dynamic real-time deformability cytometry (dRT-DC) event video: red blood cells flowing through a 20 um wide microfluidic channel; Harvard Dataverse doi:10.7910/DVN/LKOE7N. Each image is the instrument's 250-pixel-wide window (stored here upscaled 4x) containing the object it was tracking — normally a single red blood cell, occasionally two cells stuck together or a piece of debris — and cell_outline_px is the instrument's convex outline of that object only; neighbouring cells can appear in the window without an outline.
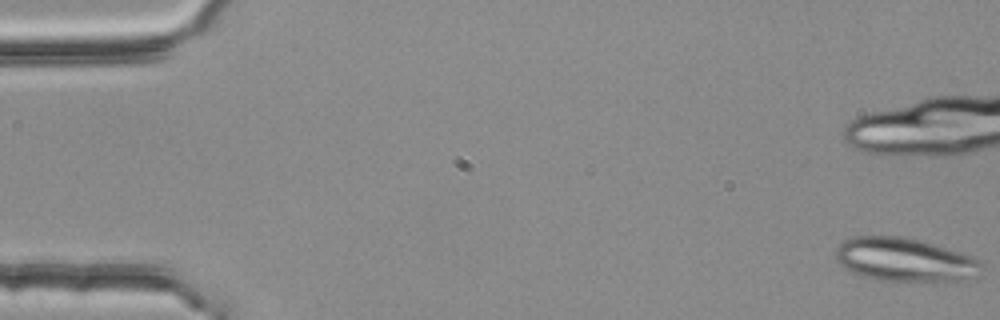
{"species": "common noctule bat (a hibernating species)", "species_latin": "Nyctalus noctula", "temperature_condition": "room temperature", "stored_images_in_passage": 14, "camera_frame_rate_fps": 3000, "um_per_image_px": 0.085, "animal": {"sex": "female", "body_mass_g": 25.1}, "frame": {"image": 1, "passage_image": 1, "time_ms": 0.0, "image_size_px": [1000, 320], "cell_outline_px": [[980, 264], [976, 276], [960, 280], [932, 284], [876, 280], [864, 276], [844, 268], [836, 260], [836, 248], [844, 240], [852, 236], [904, 236], [920, 240], [960, 252], [972, 256], [980, 260]], "centroid_in_image_um": [76.89, 22.11], "position_along_channel_um": 8.1, "area_um2": 37.69}}